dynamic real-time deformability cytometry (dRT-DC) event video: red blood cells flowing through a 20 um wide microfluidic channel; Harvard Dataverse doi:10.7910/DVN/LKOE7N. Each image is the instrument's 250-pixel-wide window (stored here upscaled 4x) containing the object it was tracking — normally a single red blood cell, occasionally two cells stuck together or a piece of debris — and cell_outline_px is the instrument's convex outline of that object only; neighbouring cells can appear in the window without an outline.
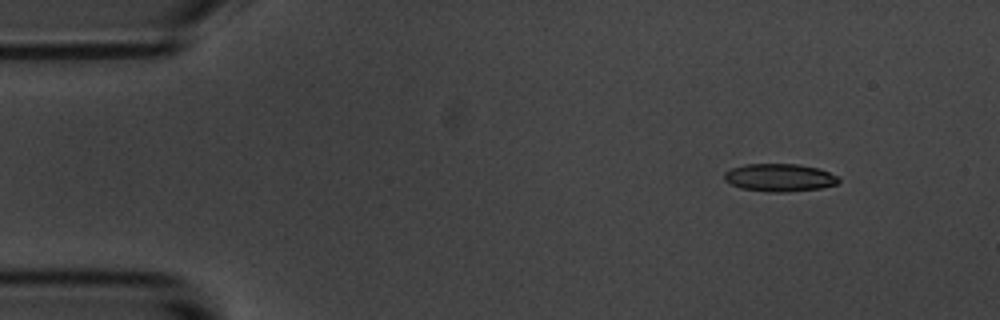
{"species": "common noctule bat (a hibernating species)", "species_latin": "Nyctalus noctula", "temperature_condition": "room temperature", "stored_images_in_passage": 5, "camera_frame_rate_fps": 3000, "um_per_image_px": 0.085, "animal": {"sex": "male", "body_mass_g": 20.1, "forearm_length_mm": 53.5}, "frame": {"image": 1, "passage_image": 2, "time_ms": 1.333, "image_size_px": [1000, 320], "cell_outline_px": [[840, 180], [836, 184], [820, 188], [788, 192], [768, 192], [740, 188], [724, 180], [724, 172], [732, 168], [744, 164], [800, 164], [820, 168], [840, 176]], "centroid_in_image_um": [66.29, 15.09], "position_along_channel_um": 18.7, "area_um2": 18.73}}
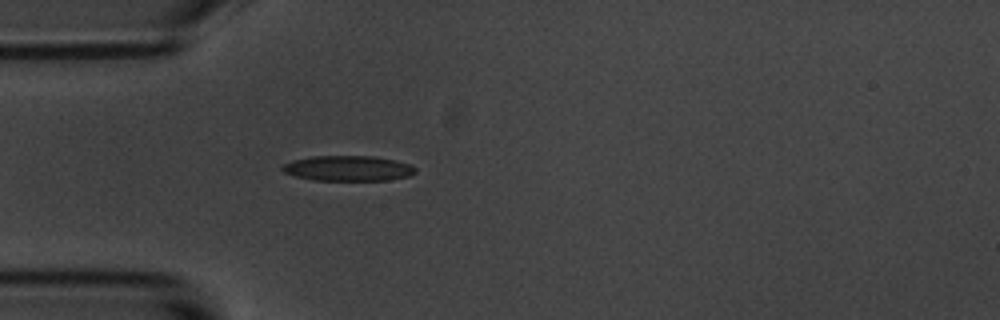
{"frame": {"image": 2, "passage_image": 5, "time_ms": 4.667, "image_size_px": [1000, 320], "cell_outline_px": [[416, 172], [412, 176], [388, 180], [312, 180], [296, 176], [284, 172], [280, 168], [284, 164], [292, 160], [312, 156], [372, 156], [392, 160], [408, 164], [416, 168]], "centroid_in_image_um": [29.58, 14.31], "position_along_channel_um": 55.4, "area_um2": 19.54}}